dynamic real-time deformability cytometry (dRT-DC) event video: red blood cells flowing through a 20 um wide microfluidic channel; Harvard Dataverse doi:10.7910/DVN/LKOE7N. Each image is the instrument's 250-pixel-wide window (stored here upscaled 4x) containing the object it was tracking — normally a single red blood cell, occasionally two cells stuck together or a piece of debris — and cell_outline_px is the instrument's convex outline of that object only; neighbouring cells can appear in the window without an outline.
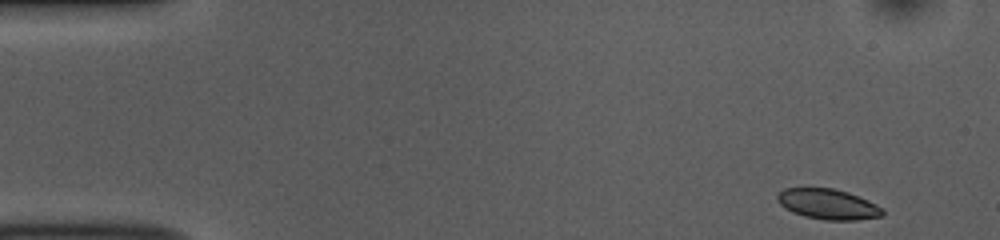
{"species": "common noctule bat (a hibernating species)", "species_latin": "Nyctalus noctula", "temperature_condition": "room temperature", "stored_images_in_passage": 49, "camera_frame_rate_fps": 3000, "um_per_image_px": 0.085, "animal": {"sex": "female", "body_mass_g": 10.0, "forearm_length_mm": 53.1}, "frame": {"image": 1, "passage_image": 1, "time_ms": 0.0, "image_size_px": [1000, 240], "cell_outline_px": [[884, 216], [856, 220], [824, 220], [804, 216], [792, 212], [784, 208], [776, 200], [776, 196], [784, 188], [832, 188], [848, 192], [868, 200], [884, 208]], "centroid_in_image_um": [70.39, 17.36], "position_along_channel_um": 14.6, "area_um2": 18.79}}
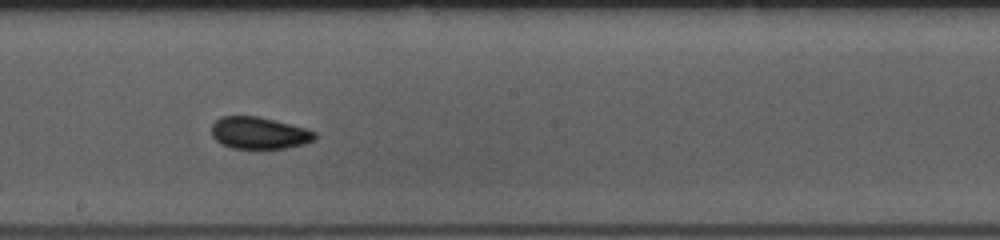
{"frame": {"image": 2, "passage_image": 26, "time_ms": 8.333, "image_size_px": [1000, 240], "cell_outline_px": [[316, 140], [304, 144], [284, 148], [232, 148], [220, 144], [212, 136], [212, 124], [220, 116], [256, 116], [308, 128], [316, 132]], "centroid_in_image_um": [22.03, 11.3], "position_along_channel_um": 226.2, "area_um2": 19.31}}
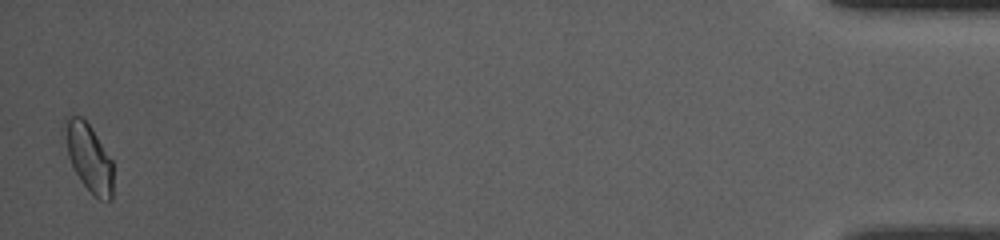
{"frame": {"image": 3, "passage_image": 49, "time_ms": 16.0, "image_size_px": [1000, 240], "cell_outline_px": [[112, 200], [100, 200], [80, 180], [68, 156], [60, 128], [64, 116], [80, 116], [92, 128], [112, 160]], "centroid_in_image_um": [7.49, 13.3], "position_along_channel_um": 427.7, "area_um2": 19.25}, "authors_computed_cell_mechanics": {"area_um2": 19.1896, "velocity_mm_per_s": 3.7917, "shape_relaxation_time_tau1_ms": 2.7502, "shape_relaxation_time_tau2_ms": 1.3032, "deformation_change_tau1": 0.0563, "deformation_change_tau2": 0.0596}}